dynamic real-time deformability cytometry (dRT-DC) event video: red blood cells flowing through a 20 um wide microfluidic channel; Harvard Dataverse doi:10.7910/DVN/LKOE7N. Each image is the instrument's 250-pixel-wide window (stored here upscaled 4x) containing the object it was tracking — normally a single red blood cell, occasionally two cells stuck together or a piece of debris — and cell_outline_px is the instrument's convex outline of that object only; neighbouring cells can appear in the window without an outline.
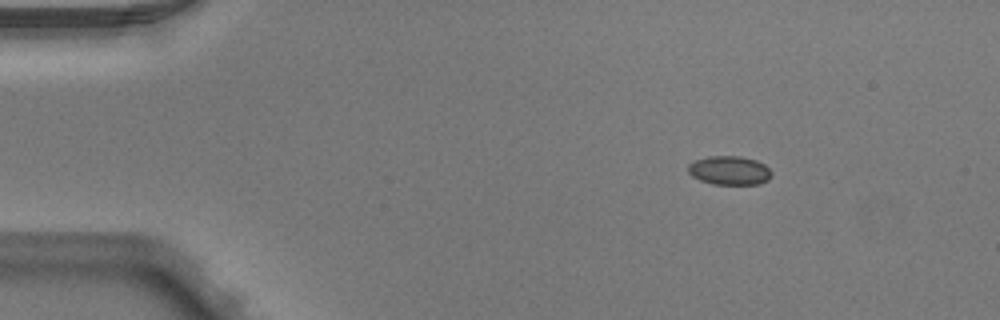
{"species": "Egyptian fruit bat (a non-hibernating species)", "species_latin": "Rousettus aegyptiacus", "temperature_condition": "warm", "stored_images_in_passage": 3, "camera_frame_rate_fps": 3000, "um_per_image_px": 0.085, "animal": {"sex": "male"}, "frame": {"image": 1, "passage_image": 1, "time_ms": 0.0, "image_size_px": [1000, 320], "cell_outline_px": [[772, 176], [768, 180], [760, 184], [712, 184], [700, 180], [692, 176], [688, 172], [688, 164], [696, 160], [708, 156], [740, 156], [756, 160], [764, 164], [772, 172]], "centroid_in_image_um": [62.01, 14.49], "position_along_channel_um": 23.0, "area_um2": 14.1}}